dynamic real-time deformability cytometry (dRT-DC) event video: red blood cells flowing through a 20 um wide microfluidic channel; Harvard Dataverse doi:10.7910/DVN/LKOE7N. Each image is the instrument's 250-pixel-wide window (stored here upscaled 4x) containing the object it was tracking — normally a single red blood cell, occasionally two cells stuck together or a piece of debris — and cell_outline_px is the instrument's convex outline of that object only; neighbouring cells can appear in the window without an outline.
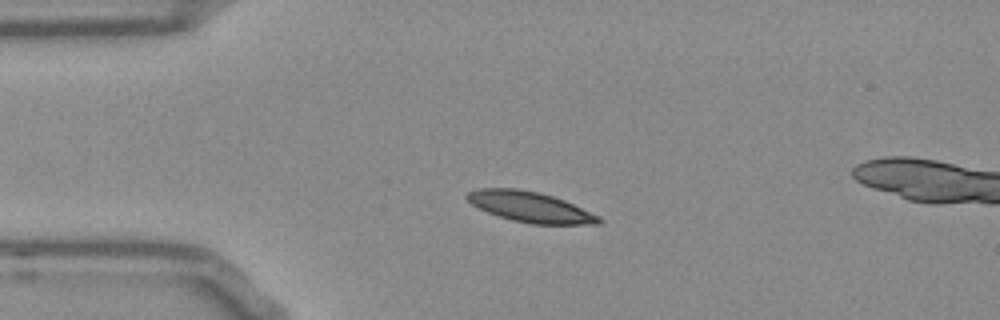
{"species": "Egyptian fruit bat (a non-hibernating species)", "species_latin": "Rousettus aegyptiacus", "temperature_condition": "room temperature", "stored_images_in_passage": 15, "camera_frame_rate_fps": 3000, "um_per_image_px": 0.085, "frame": {"image": 1, "passage_image": 11, "time_ms": 3.333, "image_size_px": [1000, 320], "cell_outline_px": [[604, 220], [600, 224], [532, 224], [512, 220], [488, 212], [472, 204], [464, 196], [468, 192], [476, 188], [516, 188], [536, 192], [552, 196], [564, 200], [600, 216]], "centroid_in_image_um": [45.08, 17.59], "position_along_channel_um": 39.9, "area_um2": 23.24}}